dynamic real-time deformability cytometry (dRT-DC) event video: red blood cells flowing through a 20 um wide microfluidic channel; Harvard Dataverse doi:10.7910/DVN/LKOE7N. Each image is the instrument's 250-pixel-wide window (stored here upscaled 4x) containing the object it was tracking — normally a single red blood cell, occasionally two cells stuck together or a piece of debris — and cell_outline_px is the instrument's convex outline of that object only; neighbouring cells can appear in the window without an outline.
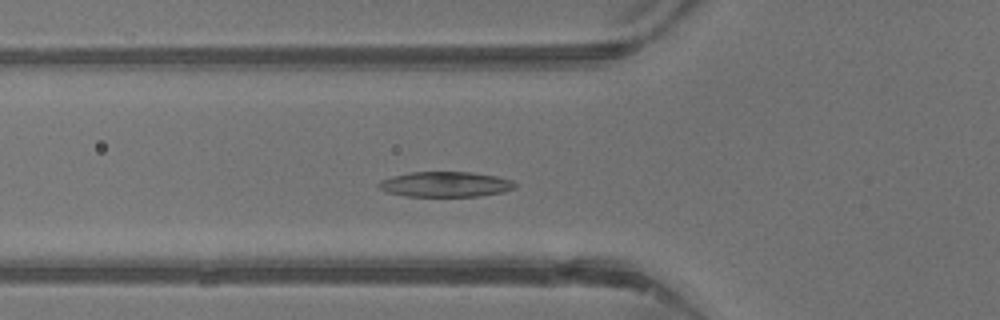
{"species": "common noctule bat (a hibernating species)", "species_latin": "Nyctalus noctula", "temperature_condition": "warm", "stored_images_in_passage": 40, "camera_frame_rate_fps": 3000, "um_per_image_px": 0.085, "animal": {"sex": "male", "body_mass_g": 13.3}, "frame": {"image": 1, "passage_image": 13, "time_ms": 4.0, "image_size_px": [1000, 320], "cell_outline_px": [[516, 188], [504, 192], [480, 196], [404, 196], [388, 192], [376, 188], [376, 184], [380, 180], [392, 176], [408, 172], [472, 172], [496, 176], [512, 180], [516, 184]], "centroid_in_image_um": [37.84, 15.66], "position_along_channel_um": 88.0, "area_um2": 20.29}}
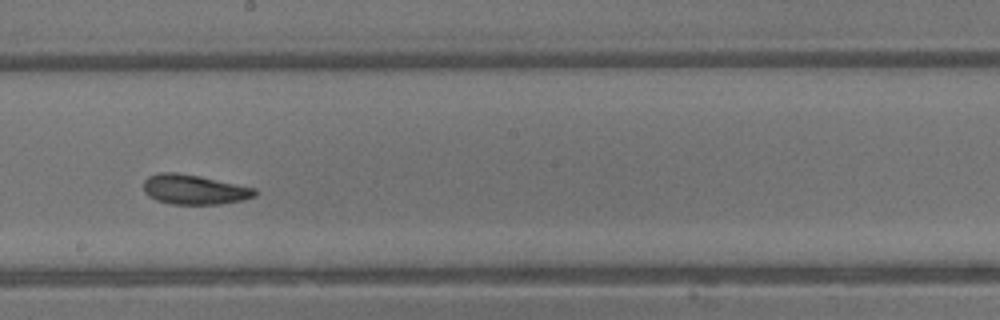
{"frame": {"image": 2, "passage_image": 22, "time_ms": 7.0, "image_size_px": [1000, 320], "cell_outline_px": [[256, 196], [244, 200], [220, 204], [172, 204], [156, 200], [148, 196], [144, 192], [144, 180], [148, 176], [160, 172], [176, 172], [200, 176], [256, 188]], "centroid_in_image_um": [16.51, 16.11], "position_along_channel_um": 231.7, "area_um2": 19.42}}
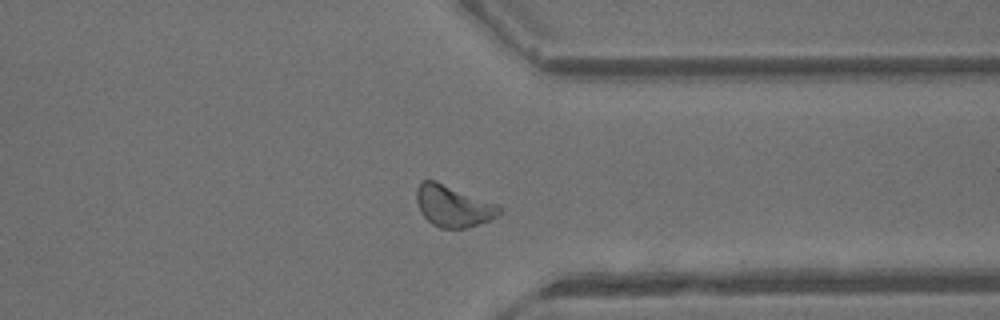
{"frame": {"image": 3, "passage_image": 31, "time_ms": 10.0, "image_size_px": [1000, 320], "cell_outline_px": [[504, 208], [496, 216], [488, 220], [468, 228], [440, 228], [432, 224], [420, 212], [416, 200], [416, 188], [424, 180], [436, 180], [496, 204]], "centroid_in_image_um": [38.49, 17.51], "position_along_channel_um": 372.9, "area_um2": 19.88}, "authors_computed_cell_mechanics": {"area_um2": 19.7965, "velocity_mm_per_s": 4.7864, "shape_relaxation_time_tau1_ms": 1.8562, "shape_relaxation_time_tau2_ms": 1.7654, "deformation_change_tau1": 0.1101, "deformation_change_tau2": 0.091}}